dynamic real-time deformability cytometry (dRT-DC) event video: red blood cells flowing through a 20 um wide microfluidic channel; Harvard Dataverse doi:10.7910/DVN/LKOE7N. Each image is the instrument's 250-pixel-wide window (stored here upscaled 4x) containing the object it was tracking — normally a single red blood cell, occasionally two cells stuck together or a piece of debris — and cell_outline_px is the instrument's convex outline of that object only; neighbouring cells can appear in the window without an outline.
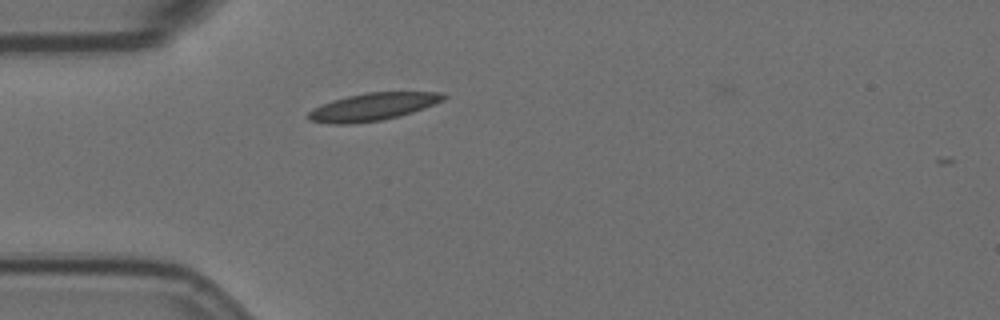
{"species": "Egyptian fruit bat (a non-hibernating species)", "species_latin": "Rousettus aegyptiacus", "temperature_condition": "room temperature", "stored_images_in_passage": 48, "camera_frame_rate_fps": 3000, "um_per_image_px": 0.085, "animal": {"sex": "female"}, "frame": {"image": 1, "passage_image": 6, "time_ms": 1.667, "image_size_px": [1000, 320], "cell_outline_px": [[448, 96], [444, 100], [424, 108], [400, 116], [380, 120], [352, 124], [332, 124], [308, 120], [304, 116], [312, 108], [332, 100], [348, 96], [368, 92], [444, 92]], "centroid_in_image_um": [31.67, 9.08], "position_along_channel_um": 53.3, "area_um2": 21.85}}
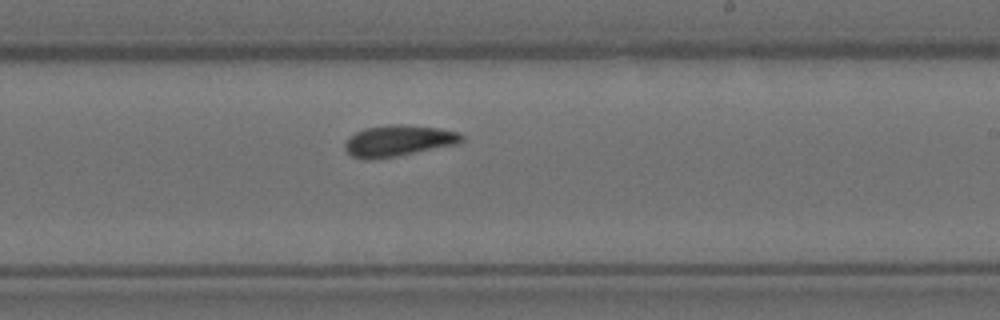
{"frame": {"image": 2, "passage_image": 24, "time_ms": 7.667, "image_size_px": [1000, 320], "cell_outline_px": [[464, 140], [460, 144], [392, 156], [352, 156], [344, 148], [344, 144], [348, 136], [364, 128], [388, 124], [404, 124], [440, 128], [460, 132], [464, 136]], "centroid_in_image_um": [33.95, 11.9], "position_along_channel_um": 255.0, "area_um2": 20.75}}
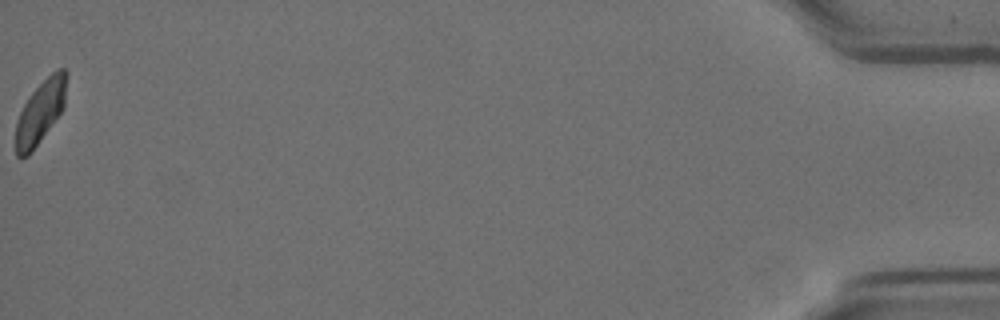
{"frame": {"image": 3, "passage_image": 48, "time_ms": 15.667, "image_size_px": [1000, 320], "cell_outline_px": [[68, 72], [64, 108], [28, 156], [20, 160], [16, 156], [16, 124], [20, 112], [28, 96], [56, 68], [64, 68]], "centroid_in_image_um": [3.44, 9.5], "position_along_channel_um": 431.8, "area_um2": 18.67}, "authors_computed_cell_mechanics": {"area_um2": 20.1433, "velocity_mm_per_s": 3.4863, "shape_relaxation_time_tau1_ms": null, "shape_relaxation_time_tau2_ms": 5.2137, "deformation_change_tau1": null, "deformation_change_tau2": 0.0989}}